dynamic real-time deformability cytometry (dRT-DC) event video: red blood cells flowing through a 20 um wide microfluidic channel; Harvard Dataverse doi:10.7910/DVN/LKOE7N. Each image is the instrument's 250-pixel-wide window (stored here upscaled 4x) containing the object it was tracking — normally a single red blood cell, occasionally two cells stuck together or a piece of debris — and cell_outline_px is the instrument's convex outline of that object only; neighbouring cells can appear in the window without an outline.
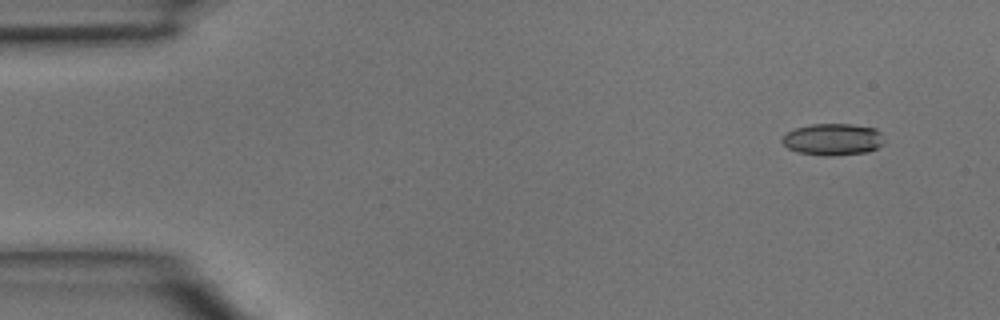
{"species": "common noctule bat (a hibernating species)", "species_latin": "Nyctalus noctula", "temperature_condition": "room temperature", "stored_images_in_passage": 4, "camera_frame_rate_fps": 3000, "um_per_image_px": 0.085, "animal": {"sex": "male", "body_mass_g": 15.6}, "frame": {"image": 1, "passage_image": 2, "time_ms": 0.333, "image_size_px": [1000, 320], "cell_outline_px": [[884, 144], [868, 152], [832, 156], [824, 156], [796, 152], [788, 148], [780, 140], [788, 132], [796, 128], [812, 124], [852, 124], [876, 128], [880, 132], [884, 140]], "centroid_in_image_um": [70.81, 11.85], "position_along_channel_um": 14.2, "area_um2": 19.02}}
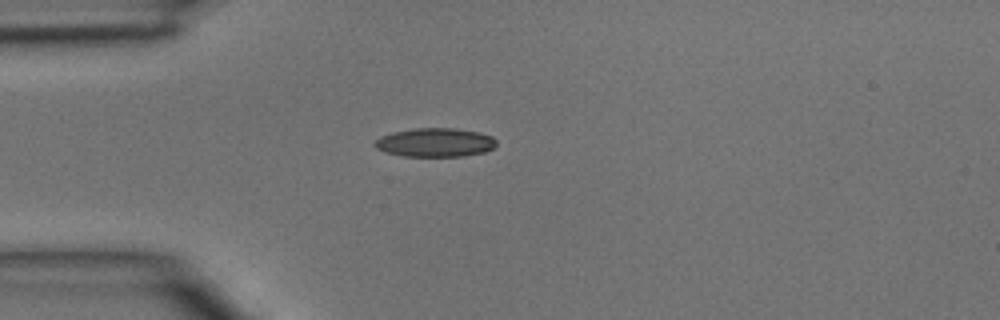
{"frame": {"image": 2, "passage_image": 4, "time_ms": 1.0, "image_size_px": [1000, 320], "cell_outline_px": [[496, 144], [492, 148], [484, 152], [464, 156], [404, 156], [384, 152], [376, 148], [372, 144], [380, 136], [392, 132], [416, 128], [456, 128], [476, 132], [492, 136], [496, 140]], "centroid_in_image_um": [36.95, 12.11], "position_along_channel_um": 48.0, "area_um2": 20.4}}